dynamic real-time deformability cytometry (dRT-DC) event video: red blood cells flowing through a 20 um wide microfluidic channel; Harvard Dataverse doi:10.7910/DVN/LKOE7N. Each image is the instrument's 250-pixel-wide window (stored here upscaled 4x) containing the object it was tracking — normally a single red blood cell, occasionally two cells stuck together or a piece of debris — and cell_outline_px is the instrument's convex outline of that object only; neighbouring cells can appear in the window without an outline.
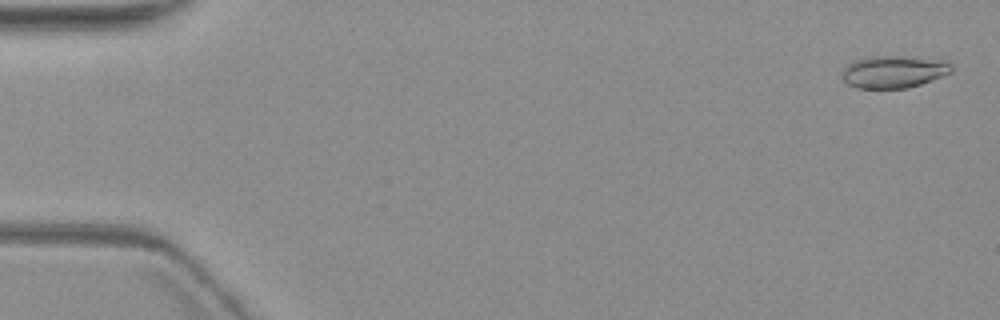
{"species": "common noctule bat (a hibernating species)", "species_latin": "Nyctalus noctula", "temperature_condition": "warm", "stored_images_in_passage": 5, "camera_frame_rate_fps": 3000, "um_per_image_px": 0.085, "animal": {"sex": "female", "body_mass_g": 19.3, "forearm_length_mm": 54.1}, "frame": {"image": 1, "passage_image": 1, "time_ms": 0.0, "image_size_px": [1000, 320], "cell_outline_px": [[952, 72], [920, 84], [908, 88], [856, 88], [848, 84], [840, 76], [840, 72], [848, 64], [856, 60], [868, 56], [904, 56], [944, 60], [952, 64]], "centroid_in_image_um": [75.94, 6.09], "position_along_channel_um": 9.1, "area_um2": 20.69}}